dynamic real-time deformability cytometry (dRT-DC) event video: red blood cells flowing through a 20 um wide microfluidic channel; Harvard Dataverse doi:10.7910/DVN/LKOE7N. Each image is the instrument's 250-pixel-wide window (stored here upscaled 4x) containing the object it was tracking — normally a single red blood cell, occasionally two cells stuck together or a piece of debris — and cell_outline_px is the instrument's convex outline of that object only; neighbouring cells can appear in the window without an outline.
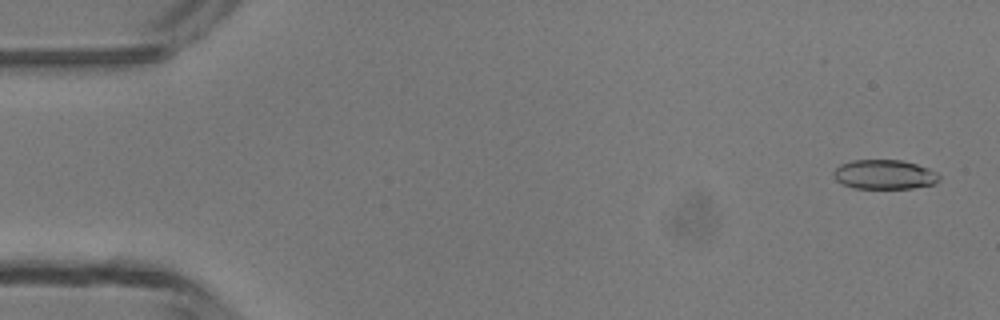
{"species": "common noctule bat (a hibernating species)", "species_latin": "Nyctalus noctula", "temperature_condition": "room temperature", "stored_images_in_passage": 5, "camera_frame_rate_fps": 3000, "um_per_image_px": 0.085, "animal": {"sex": "male", "body_mass_g": 13.3}, "frame": {"image": 1, "passage_image": 1, "time_ms": 0.0, "image_size_px": [1000, 320], "cell_outline_px": [[940, 180], [936, 184], [912, 188], [852, 188], [836, 180], [832, 176], [832, 172], [840, 164], [852, 160], [900, 160], [916, 164], [928, 168], [936, 172], [940, 176]], "centroid_in_image_um": [75.17, 14.83], "position_along_channel_um": 9.8, "area_um2": 18.21}}
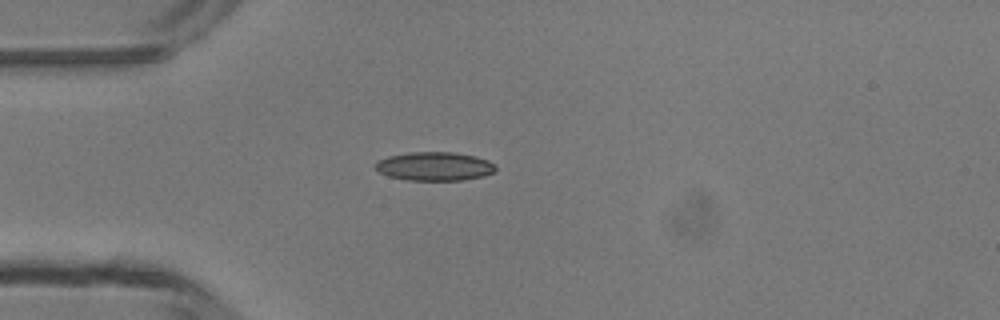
{"frame": {"image": 2, "passage_image": 4, "time_ms": 3.667, "image_size_px": [1000, 320], "cell_outline_px": [[496, 168], [492, 172], [484, 176], [460, 180], [408, 180], [388, 176], [380, 172], [376, 168], [376, 160], [388, 156], [408, 152], [452, 152], [476, 156], [488, 160]], "centroid_in_image_um": [36.91, 14.13], "position_along_channel_um": 48.1, "area_um2": 20.0}}